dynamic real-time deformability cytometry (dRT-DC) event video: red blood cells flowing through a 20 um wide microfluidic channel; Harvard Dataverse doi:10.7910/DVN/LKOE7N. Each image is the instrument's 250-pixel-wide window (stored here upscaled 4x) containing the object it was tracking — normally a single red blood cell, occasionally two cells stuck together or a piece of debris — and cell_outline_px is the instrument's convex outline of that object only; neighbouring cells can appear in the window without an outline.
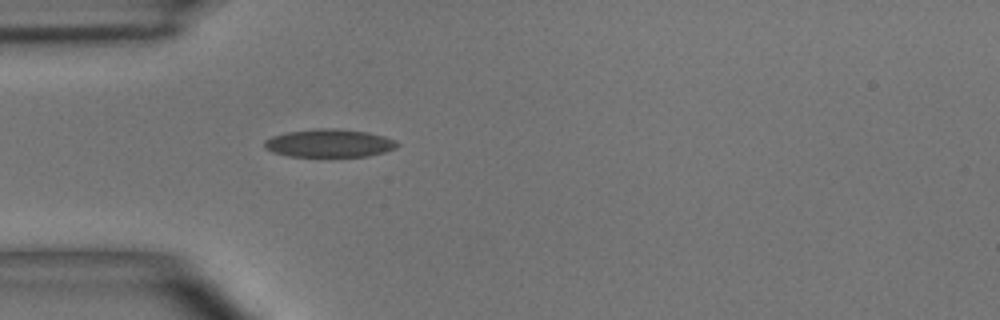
{"species": "common noctule bat (a hibernating species)", "species_latin": "Nyctalus noctula", "temperature_condition": "room temperature", "stored_images_in_passage": 1, "camera_frame_rate_fps": 3000, "um_per_image_px": 0.085, "animal": {"sex": "male", "body_mass_g": 15.6}, "frame": {"image": 1, "passage_image": 1, "time_ms": 0.0, "image_size_px": [1000, 320], "cell_outline_px": [[400, 144], [396, 148], [384, 152], [368, 156], [288, 156], [272, 152], [264, 148], [264, 140], [272, 136], [288, 132], [316, 128], [336, 128], [368, 132], [384, 136], [396, 140]], "centroid_in_image_um": [27.99, 12.16], "position_along_channel_um": 57.0, "area_um2": 21.79}}